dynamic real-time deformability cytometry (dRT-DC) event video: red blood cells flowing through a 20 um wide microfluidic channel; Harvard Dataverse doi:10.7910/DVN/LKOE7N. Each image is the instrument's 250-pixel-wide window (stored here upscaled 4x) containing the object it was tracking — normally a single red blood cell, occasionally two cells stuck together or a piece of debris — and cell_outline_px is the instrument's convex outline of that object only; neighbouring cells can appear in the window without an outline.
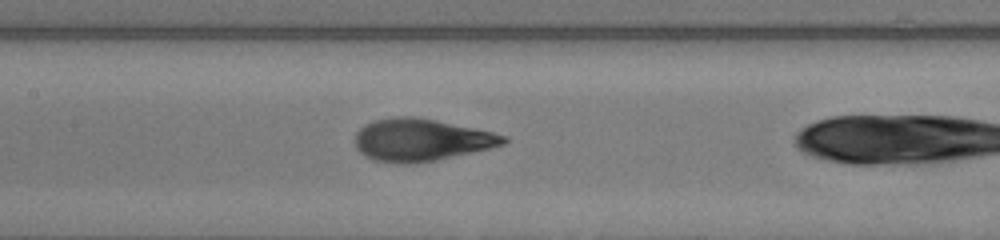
{"species": "human", "species_latin": "Homo sapiens", "temperature_condition": "warm", "stored_images_in_passage": 6, "camera_frame_rate_fps": 3000, "um_per_image_px": 0.085, "donor": {"sex": "female"}, "frame": {"image": 1, "passage_image": 5, "time_ms": 1.333, "image_size_px": [1000, 240], "cell_outline_px": [[508, 140], [504, 144], [492, 148], [436, 160], [412, 164], [396, 164], [376, 160], [364, 156], [356, 148], [356, 132], [364, 124], [372, 120], [396, 116], [412, 116], [436, 120], [492, 132], [508, 136]], "centroid_in_image_um": [35.78, 11.89], "position_along_channel_um": 171.6, "area_um2": 36.76}}